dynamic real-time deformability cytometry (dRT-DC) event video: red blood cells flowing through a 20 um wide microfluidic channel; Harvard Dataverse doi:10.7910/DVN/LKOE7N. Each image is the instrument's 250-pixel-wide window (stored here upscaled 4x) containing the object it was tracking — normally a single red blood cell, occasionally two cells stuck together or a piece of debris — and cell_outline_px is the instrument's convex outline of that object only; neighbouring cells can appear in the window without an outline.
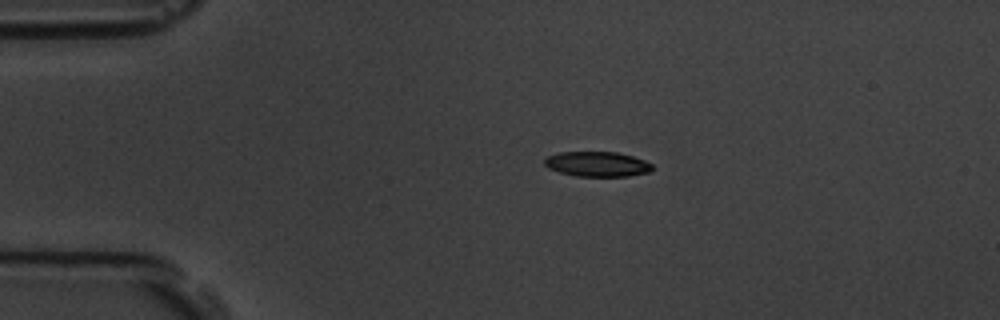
{"species": "common noctule bat (a hibernating species)", "species_latin": "Nyctalus noctula", "temperature_condition": "room temperature", "stored_images_in_passage": 4, "camera_frame_rate_fps": 3000, "um_per_image_px": 0.085, "animal": {"sex": "male", "body_mass_g": 19.5, "forearm_length_mm": 54.6}, "frame": {"image": 1, "passage_image": 3, "time_ms": 2.333, "image_size_px": [1000, 320], "cell_outline_px": [[652, 168], [648, 172], [628, 176], [576, 176], [560, 172], [548, 168], [544, 164], [544, 160], [548, 156], [560, 152], [616, 152], [632, 156], [644, 160], [652, 164]], "centroid_in_image_um": [50.75, 13.94], "position_along_channel_um": 34.3, "area_um2": 15.55}}